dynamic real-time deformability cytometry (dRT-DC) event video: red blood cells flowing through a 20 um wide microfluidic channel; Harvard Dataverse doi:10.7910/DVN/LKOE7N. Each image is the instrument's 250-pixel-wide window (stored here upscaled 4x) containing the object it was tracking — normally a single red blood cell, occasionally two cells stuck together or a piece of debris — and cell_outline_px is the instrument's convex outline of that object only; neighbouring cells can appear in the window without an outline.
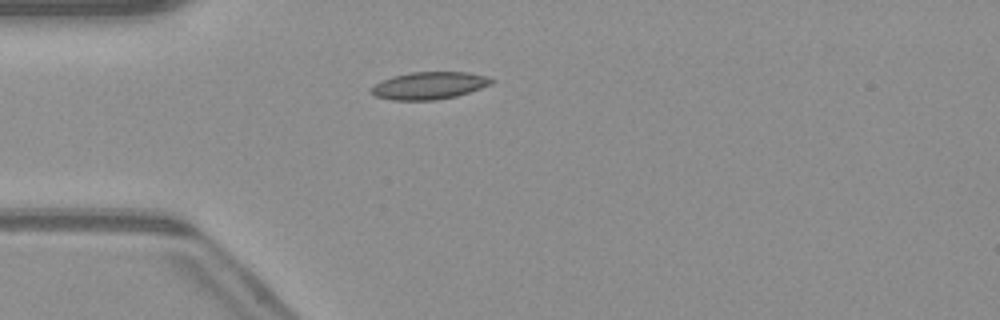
{"species": "common noctule bat (a hibernating species)", "species_latin": "Nyctalus noctula", "temperature_condition": "warm", "stored_images_in_passage": 33, "camera_frame_rate_fps": 3000, "um_per_image_px": 0.085, "animal": {"sex": "male", "body_mass_g": 23.1, "forearm_length_mm": 52.7}, "frame": {"image": 1, "passage_image": 4, "time_ms": 1.0, "image_size_px": [1000, 320], "cell_outline_px": [[496, 80], [492, 84], [456, 96], [436, 100], [392, 100], [376, 96], [372, 92], [372, 88], [376, 84], [392, 76], [412, 72], [468, 72], [484, 76]], "centroid_in_image_um": [36.51, 7.27], "position_along_channel_um": 48.5, "area_um2": 18.9}}
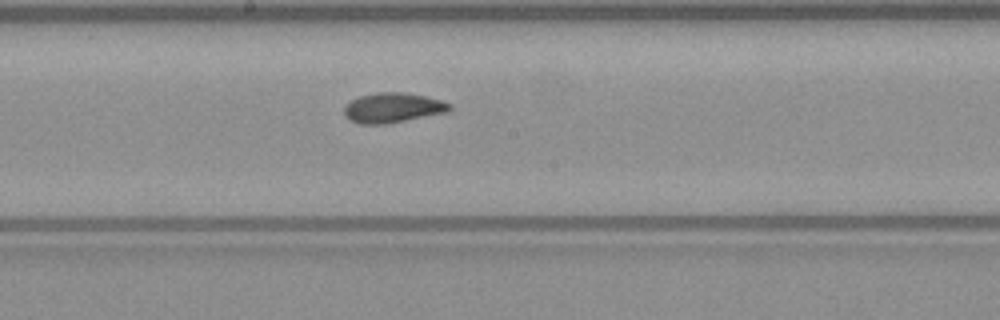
{"frame": {"image": 2, "passage_image": 17, "time_ms": 5.333, "image_size_px": [1000, 320], "cell_outline_px": [[452, 108], [448, 112], [404, 120], [380, 124], [360, 124], [344, 116], [344, 104], [360, 96], [376, 92], [404, 92], [424, 96], [440, 100], [452, 104]], "centroid_in_image_um": [33.37, 9.14], "position_along_channel_um": 214.8, "area_um2": 18.21}}
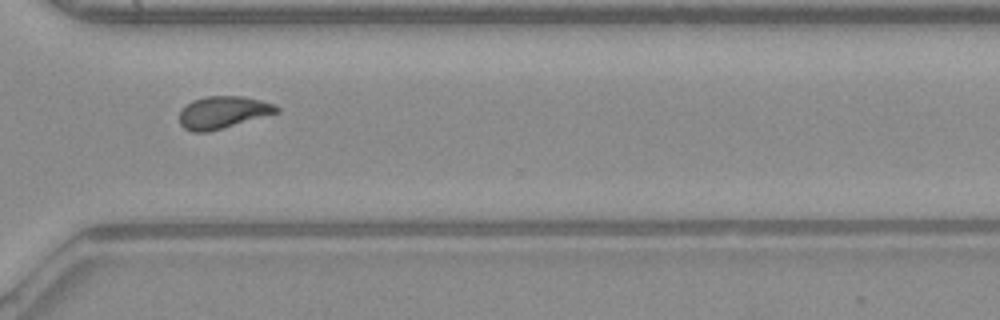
{"frame": {"image": 3, "passage_image": 27, "time_ms": 8.667, "image_size_px": [1000, 320], "cell_outline_px": [[280, 112], [208, 132], [192, 132], [184, 128], [180, 124], [180, 108], [192, 100], [204, 96], [240, 96], [260, 100], [272, 104], [280, 108]], "centroid_in_image_um": [18.91, 9.55], "position_along_channel_um": 351.7, "area_um2": 18.26}, "authors_computed_cell_mechanics": {"area_um2": 18.207, "velocity_mm_per_s": 4.1119, "shape_relaxation_time_tau1_ms": 4.2886, "shape_relaxation_time_tau2_ms": 2.0623, "deformation_change_tau1": 0.152, "deformation_change_tau2": 0.0808}}